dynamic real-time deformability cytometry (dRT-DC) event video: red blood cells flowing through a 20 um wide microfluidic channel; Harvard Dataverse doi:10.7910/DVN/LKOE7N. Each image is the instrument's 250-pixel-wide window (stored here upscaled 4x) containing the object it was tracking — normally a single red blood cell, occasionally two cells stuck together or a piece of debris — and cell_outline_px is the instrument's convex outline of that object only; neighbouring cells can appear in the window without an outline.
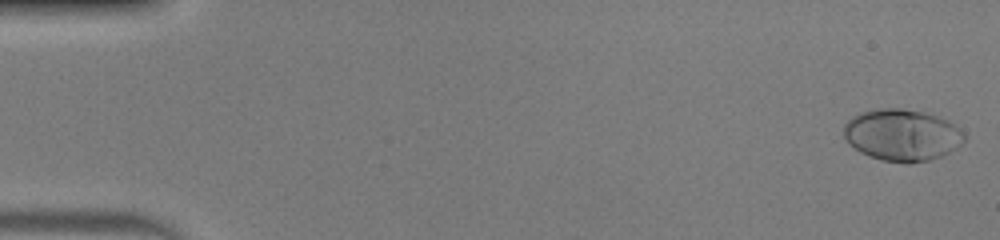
{"species": "human", "species_latin": "Homo sapiens", "temperature_condition": "warm", "stored_images_in_passage": 51, "camera_frame_rate_fps": 3000, "um_per_image_px": 0.085, "donor": {"sex": "male"}, "frame": {"image": 1, "passage_image": 1, "time_ms": 0.0, "image_size_px": [1000, 240], "cell_outline_px": [[964, 140], [956, 148], [940, 156], [928, 160], [908, 164], [880, 160], [868, 156], [860, 152], [848, 144], [844, 136], [844, 124], [852, 116], [860, 112], [880, 108], [900, 108], [924, 112], [948, 120], [964, 132]], "centroid_in_image_um": [76.64, 11.48], "position_along_channel_um": 8.4, "area_um2": 36.47}}
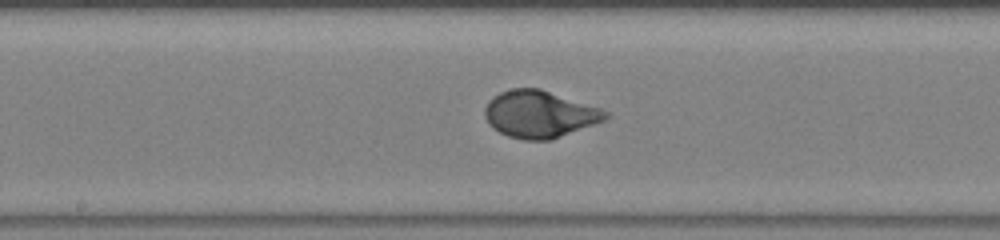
{"frame": {"image": 2, "passage_image": 27, "time_ms": 8.667, "image_size_px": [1000, 240], "cell_outline_px": [[608, 116], [604, 120], [548, 140], [524, 140], [508, 136], [492, 128], [488, 124], [484, 116], [484, 108], [488, 100], [492, 96], [500, 92], [512, 88], [540, 88], [600, 108], [608, 112]], "centroid_in_image_um": [45.79, 9.69], "position_along_channel_um": 202.4, "area_um2": 32.89}}
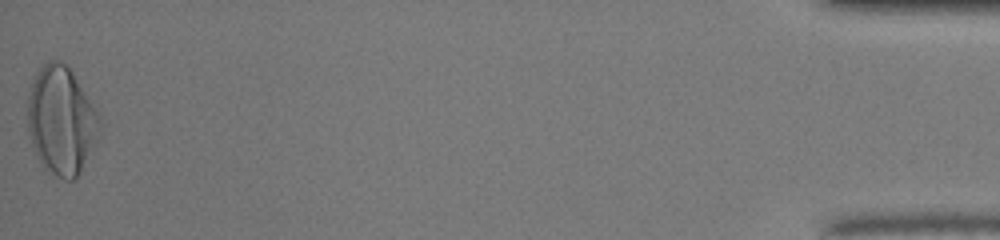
{"frame": {"image": 3, "passage_image": 51, "time_ms": 16.667, "image_size_px": [1000, 240], "cell_outline_px": [[100, 132], [80, 172], [72, 180], [64, 180], [56, 176], [44, 168], [36, 156], [28, 132], [28, 96], [32, 84], [40, 68], [48, 60], [56, 60], [64, 64], [72, 72], [96, 108], [100, 116]], "centroid_in_image_um": [5.21, 10.26], "position_along_channel_um": 430.0, "area_um2": 44.91}, "authors_computed_cell_mechanics": {"area_um2": 32.8882, "velocity_mm_per_s": 4.0487, "shape_relaxation_time_tau1_ms": 2.9349, "shape_relaxation_time_tau2_ms": null, "deformation_change_tau1": 0.2041, "deformation_change_tau2": null}}